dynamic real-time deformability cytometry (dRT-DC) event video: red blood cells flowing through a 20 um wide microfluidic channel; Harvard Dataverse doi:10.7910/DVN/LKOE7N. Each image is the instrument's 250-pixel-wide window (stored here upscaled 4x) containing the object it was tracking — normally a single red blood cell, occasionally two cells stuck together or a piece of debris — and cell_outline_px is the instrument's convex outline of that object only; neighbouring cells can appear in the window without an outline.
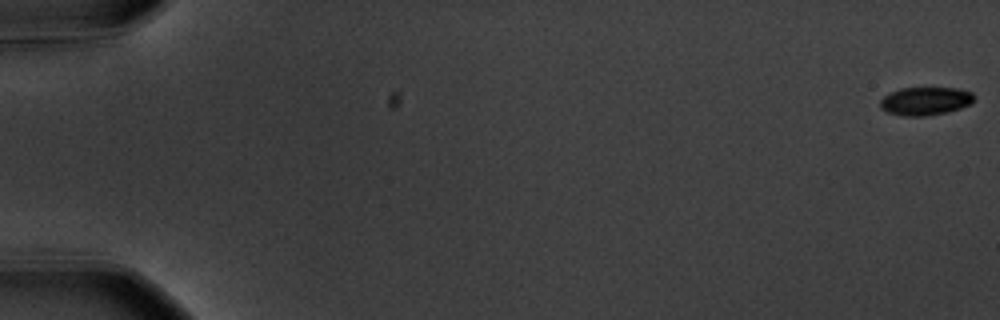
{"species": "common noctule bat (a hibernating species)", "species_latin": "Nyctalus noctula", "temperature_condition": "warm", "stored_images_in_passage": 58, "camera_frame_rate_fps": 3000, "um_per_image_px": 0.085, "animal": {"sex": "male", "body_mass_g": 20.1, "forearm_length_mm": 53.5}, "frame": {"image": 1, "passage_image": 1, "time_ms": 0.0, "image_size_px": [1000, 320], "cell_outline_px": [[972, 104], [948, 112], [924, 116], [904, 116], [888, 112], [880, 108], [880, 100], [888, 92], [900, 88], [960, 88], [972, 92]], "centroid_in_image_um": [78.63, 8.58], "position_along_channel_um": 6.4, "area_um2": 15.49}}
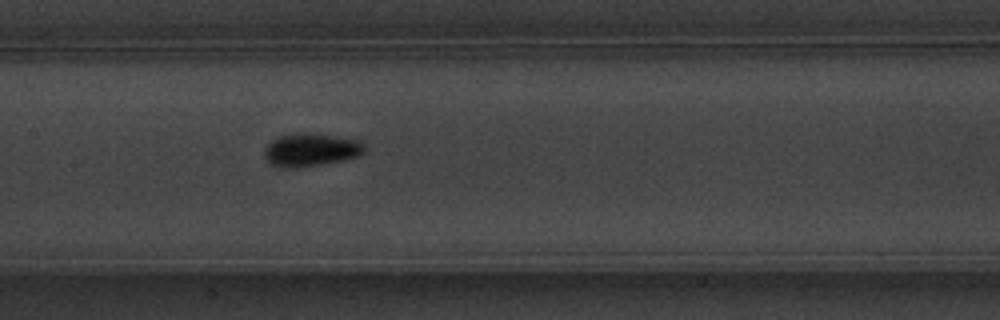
{"frame": {"image": 2, "passage_image": 30, "time_ms": 9.667, "image_size_px": [1000, 320], "cell_outline_px": [[364, 152], [360, 156], [344, 160], [296, 168], [284, 168], [272, 164], [264, 156], [264, 152], [268, 144], [272, 140], [280, 136], [296, 132], [304, 132], [364, 140]], "centroid_in_image_um": [26.46, 12.72], "position_along_channel_um": 180.9, "area_um2": 19.36}}
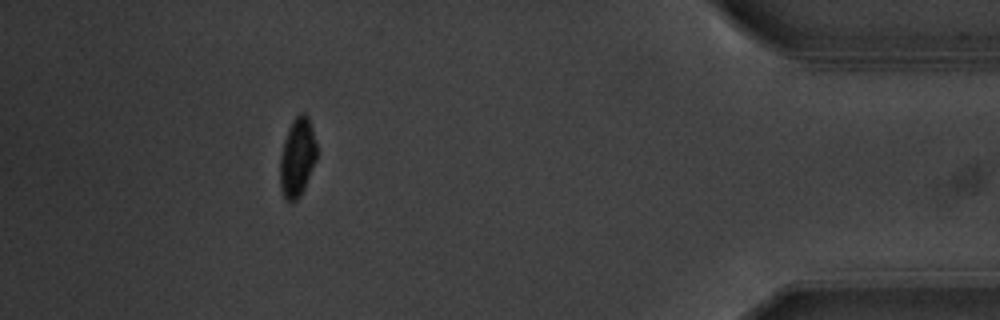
{"frame": {"image": 3, "passage_image": 53, "time_ms": 17.333, "image_size_px": [1000, 320], "cell_outline_px": [[316, 160], [304, 188], [300, 196], [296, 200], [284, 200], [280, 188], [280, 156], [284, 140], [288, 128], [292, 120], [300, 112], [304, 112], [308, 116], [316, 140]], "centroid_in_image_um": [25.26, 13.36], "position_along_channel_um": 409.9, "area_um2": 16.94}, "authors_computed_cell_mechanics": {"area_um2": 16.9643, "velocity_mm_per_s": 3.6008, "shape_relaxation_time_tau1_ms": 1.893, "shape_relaxation_time_tau2_ms": null, "deformation_change_tau1": 0.113, "deformation_change_tau2": null}}